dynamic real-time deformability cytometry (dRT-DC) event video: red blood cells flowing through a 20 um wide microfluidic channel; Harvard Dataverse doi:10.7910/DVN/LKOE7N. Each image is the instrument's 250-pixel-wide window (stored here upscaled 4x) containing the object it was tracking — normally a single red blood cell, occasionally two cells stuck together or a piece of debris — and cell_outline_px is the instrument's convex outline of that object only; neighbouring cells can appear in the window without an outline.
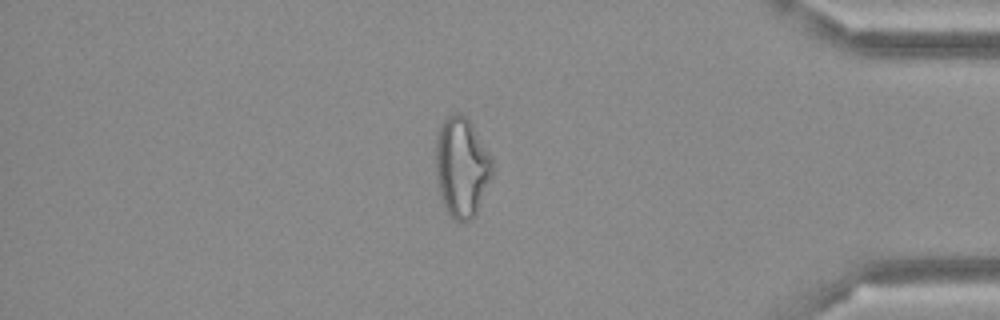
{"species": "Egyptian fruit bat (a non-hibernating species)", "species_latin": "Rousettus aegyptiacus", "temperature_condition": "cold", "stored_images_in_passage": 49, "camera_frame_rate_fps": 3000, "um_per_image_px": 0.085, "frame": {"image": 1, "passage_image": 42, "time_ms": 13.667, "image_size_px": [1000, 320], "cell_outline_px": [[492, 176], [476, 216], [472, 220], [464, 224], [456, 220], [448, 212], [444, 204], [440, 192], [436, 176], [436, 132], [440, 124], [452, 112], [460, 112], [472, 124], [492, 156]], "centroid_in_image_um": [39.26, 14.2], "position_along_channel_um": 395.9, "area_um2": 33.29}}